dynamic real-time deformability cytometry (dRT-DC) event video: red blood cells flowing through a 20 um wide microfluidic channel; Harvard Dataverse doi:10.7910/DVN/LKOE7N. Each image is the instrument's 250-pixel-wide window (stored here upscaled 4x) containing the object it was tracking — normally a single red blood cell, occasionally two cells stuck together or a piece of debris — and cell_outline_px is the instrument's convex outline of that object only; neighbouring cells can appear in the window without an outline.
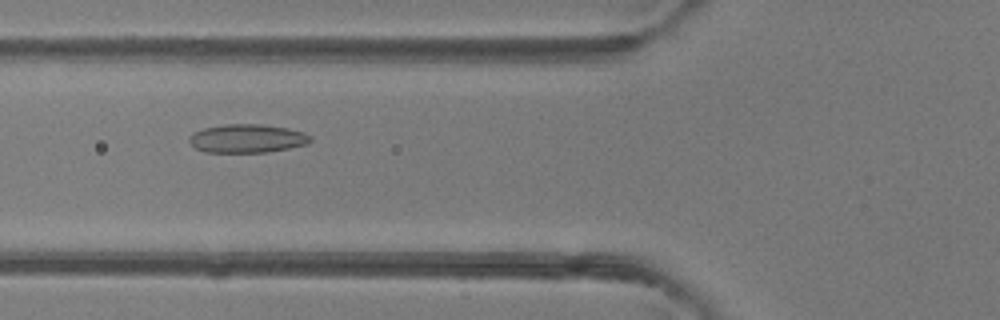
{"species": "common noctule bat (a hibernating species)", "species_latin": "Nyctalus noctula", "temperature_condition": "room temperature", "stored_images_in_passage": 44, "camera_frame_rate_fps": 3000, "um_per_image_px": 0.085, "animal": {"sex": "female"}, "frame": {"image": 1, "passage_image": 14, "time_ms": 4.333, "image_size_px": [1000, 320], "cell_outline_px": [[312, 140], [308, 144], [268, 152], [204, 152], [196, 148], [188, 140], [188, 136], [192, 132], [204, 128], [228, 124], [260, 124], [288, 128], [304, 132], [312, 136]], "centroid_in_image_um": [21.02, 11.77], "position_along_channel_um": 104.8, "area_um2": 20.23}}
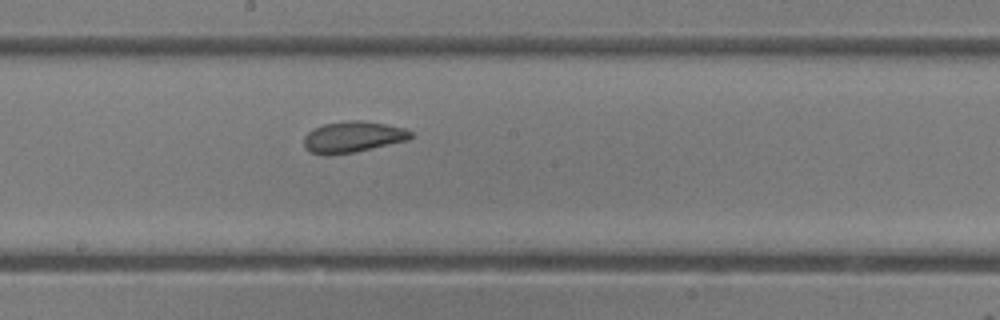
{"frame": {"image": 2, "passage_image": 22, "time_ms": 7.0, "image_size_px": [1000, 320], "cell_outline_px": [[412, 136], [408, 140], [356, 152], [328, 156], [324, 156], [312, 152], [304, 148], [304, 136], [308, 132], [324, 124], [348, 120], [360, 120], [384, 124], [404, 128], [412, 132]], "centroid_in_image_um": [29.97, 11.66], "position_along_channel_um": 218.2, "area_um2": 19.42}}
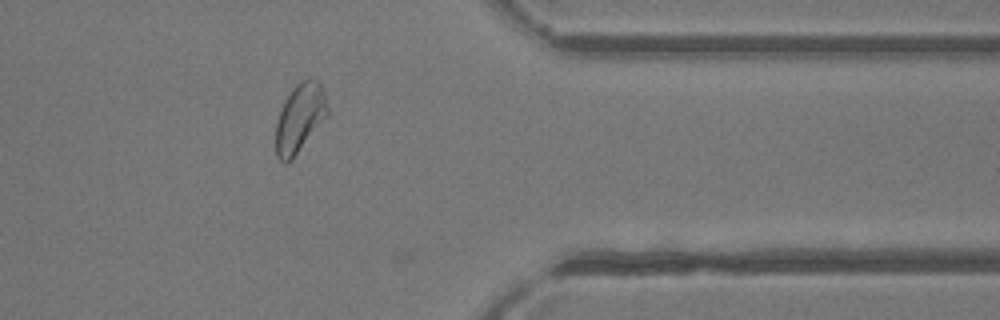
{"frame": {"image": 3, "passage_image": 35, "time_ms": 11.333, "image_size_px": [1000, 320], "cell_outline_px": [[328, 112], [292, 160], [288, 164], [284, 164], [276, 156], [276, 124], [280, 108], [284, 100], [292, 88], [300, 80], [308, 76], [320, 80], [324, 88], [328, 108]], "centroid_in_image_um": [25.47, 9.97], "position_along_channel_um": 385.9, "area_um2": 20.87}, "authors_computed_cell_mechanics": {"area_um2": 20.7791, "velocity_mm_per_s": 4.2417, "shape_relaxation_time_tau1_ms": 9.4404, "shape_relaxation_time_tau2_ms": 1.6034, "deformation_change_tau1": 0.1869, "deformation_change_tau2": 0.0769}}